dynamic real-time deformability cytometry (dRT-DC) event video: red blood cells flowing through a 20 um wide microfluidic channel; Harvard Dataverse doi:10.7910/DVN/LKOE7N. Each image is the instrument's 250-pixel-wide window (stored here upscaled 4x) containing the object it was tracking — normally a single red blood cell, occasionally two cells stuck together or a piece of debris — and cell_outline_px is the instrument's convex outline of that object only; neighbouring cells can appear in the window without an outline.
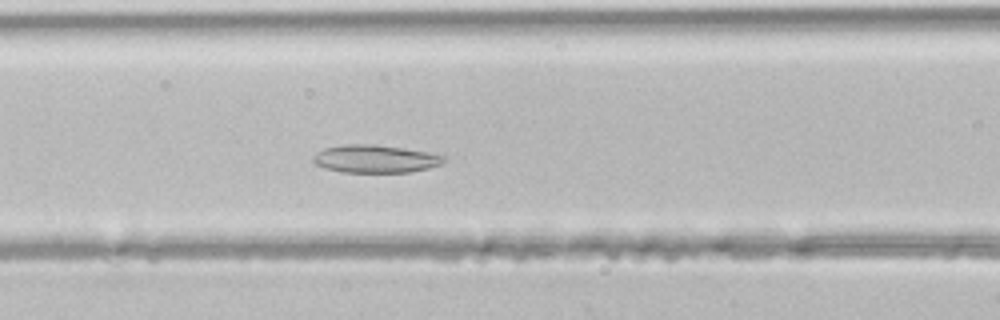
{"species": "common noctule bat (a hibernating species)", "species_latin": "Nyctalus noctula", "temperature_condition": "room temperature", "stored_images_in_passage": 43, "camera_frame_rate_fps": 3000, "um_per_image_px": 0.085, "animal": {"sex": "male", "body_mass_g": 21.5, "forearm_length_mm": 52.0}, "frame": {"image": 1, "passage_image": 17, "time_ms": 5.333, "image_size_px": [1000, 320], "cell_outline_px": [[444, 160], [440, 164], [428, 168], [412, 172], [340, 172], [324, 168], [316, 164], [312, 160], [312, 156], [316, 152], [324, 148], [344, 144], [376, 144], [428, 152], [444, 156]], "centroid_in_image_um": [31.84, 13.5], "position_along_channel_um": 134.8, "area_um2": 21.21}}
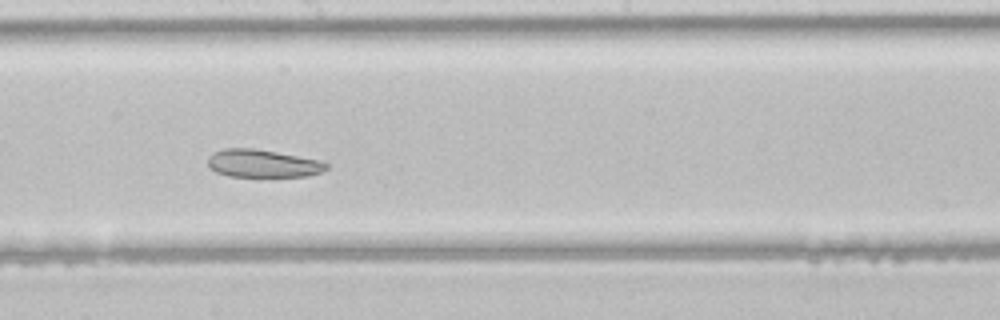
{"frame": {"image": 2, "passage_image": 23, "time_ms": 7.333, "image_size_px": [1000, 320], "cell_outline_px": [[328, 168], [320, 172], [308, 176], [260, 180], [228, 176], [216, 172], [208, 168], [208, 156], [212, 152], [224, 148], [256, 148], [316, 160], [328, 164]], "centroid_in_image_um": [22.26, 13.96], "position_along_channel_um": 225.9, "area_um2": 20.23}}
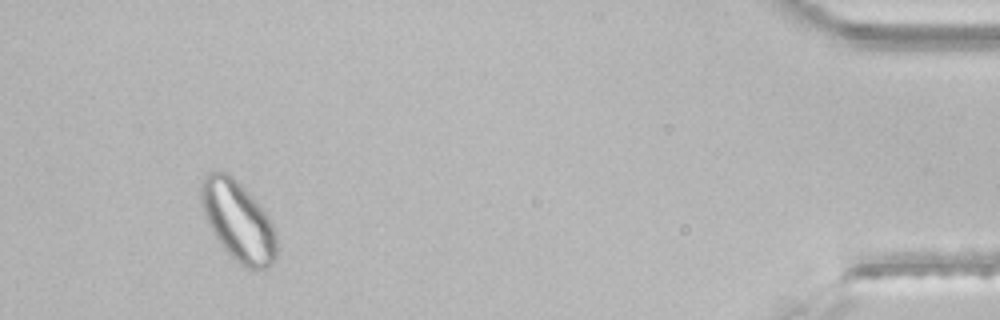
{"frame": {"image": 3, "passage_image": 40, "time_ms": 13.0, "image_size_px": [1000, 320], "cell_outline_px": [[276, 260], [268, 268], [244, 268], [220, 244], [212, 232], [204, 216], [200, 200], [200, 180], [208, 172], [228, 172], [252, 196], [268, 216], [276, 232]], "centroid_in_image_um": [20.22, 18.78], "position_along_channel_um": 415.0, "area_um2": 35.14}}